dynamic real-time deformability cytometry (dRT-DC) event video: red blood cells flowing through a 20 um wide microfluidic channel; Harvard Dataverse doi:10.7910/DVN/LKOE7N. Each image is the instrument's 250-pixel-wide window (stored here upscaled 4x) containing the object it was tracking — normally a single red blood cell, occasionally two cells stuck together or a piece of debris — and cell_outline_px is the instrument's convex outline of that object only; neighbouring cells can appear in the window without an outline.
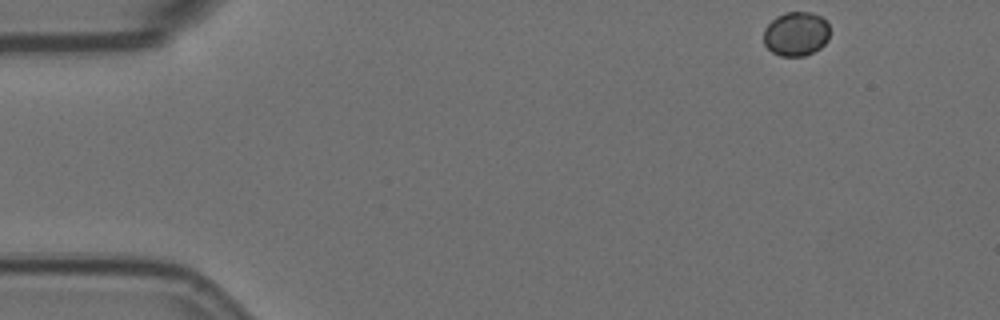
{"species": "Egyptian fruit bat (a non-hibernating species)", "species_latin": "Rousettus aegyptiacus", "temperature_condition": "room temperature", "stored_images_in_passage": 5, "camera_frame_rate_fps": 3000, "um_per_image_px": 0.085, "animal": {"sex": "female"}, "frame": {"image": 1, "passage_image": 1, "time_ms": 0.0, "image_size_px": [1000, 320], "cell_outline_px": [[828, 40], [820, 48], [804, 56], [780, 56], [772, 52], [764, 44], [764, 28], [776, 16], [784, 12], [812, 12], [820, 16], [828, 24]], "centroid_in_image_um": [67.65, 2.87], "position_along_channel_um": 17.4, "area_um2": 17.05}}
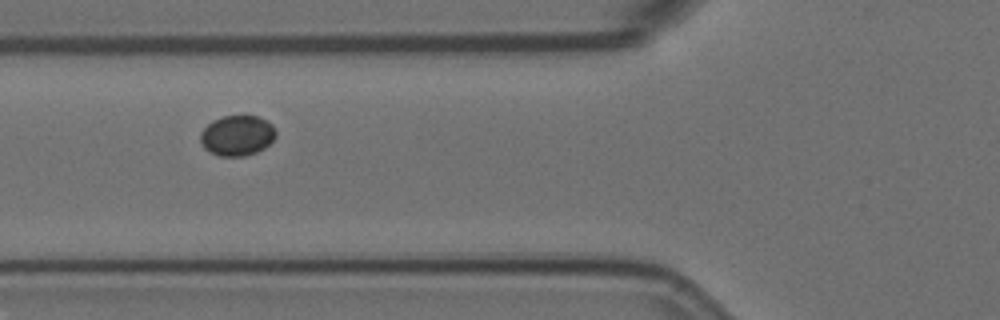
{"frame": {"image": 2, "passage_image": 4, "time_ms": 1.0, "image_size_px": [1000, 320], "cell_outline_px": [[276, 136], [264, 148], [256, 152], [244, 156], [220, 156], [208, 152], [200, 144], [200, 132], [212, 120], [224, 116], [240, 112], [256, 116], [268, 120], [272, 124], [276, 132]], "centroid_in_image_um": [20.14, 11.48], "position_along_channel_um": 105.7, "area_um2": 18.32}}
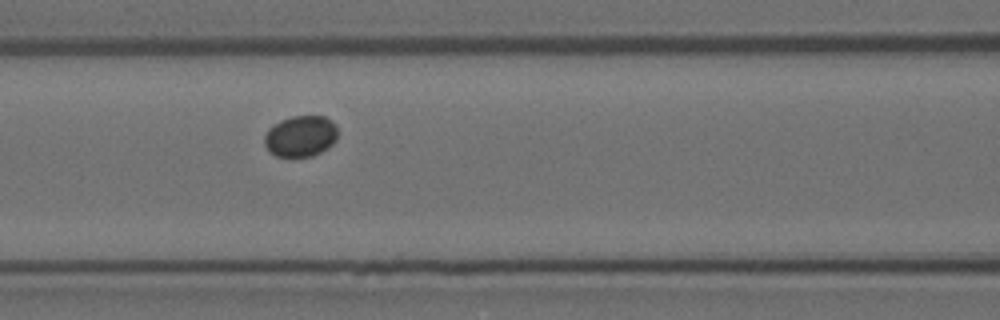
{"frame": {"image": 3, "passage_image": 5, "time_ms": 1.333, "image_size_px": [1000, 320], "cell_outline_px": [[336, 140], [328, 148], [312, 156], [276, 156], [268, 152], [264, 144], [264, 136], [268, 128], [272, 124], [280, 120], [292, 116], [324, 116], [332, 120], [336, 124]], "centroid_in_image_um": [25.52, 11.56], "position_along_channel_um": 141.1, "area_um2": 17.74}}